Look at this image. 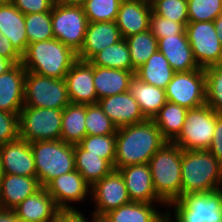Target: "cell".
<instances>
[{"label": "cell", "instance_id": "cell-51", "mask_svg": "<svg viewBox=\"0 0 222 222\" xmlns=\"http://www.w3.org/2000/svg\"><path fill=\"white\" fill-rule=\"evenodd\" d=\"M91 216L93 217L92 222H111L105 215L92 214Z\"/></svg>", "mask_w": 222, "mask_h": 222}, {"label": "cell", "instance_id": "cell-22", "mask_svg": "<svg viewBox=\"0 0 222 222\" xmlns=\"http://www.w3.org/2000/svg\"><path fill=\"white\" fill-rule=\"evenodd\" d=\"M40 188L37 177L3 174L0 181V207L13 210Z\"/></svg>", "mask_w": 222, "mask_h": 222}, {"label": "cell", "instance_id": "cell-48", "mask_svg": "<svg viewBox=\"0 0 222 222\" xmlns=\"http://www.w3.org/2000/svg\"><path fill=\"white\" fill-rule=\"evenodd\" d=\"M0 222H20L12 209L0 207Z\"/></svg>", "mask_w": 222, "mask_h": 222}, {"label": "cell", "instance_id": "cell-31", "mask_svg": "<svg viewBox=\"0 0 222 222\" xmlns=\"http://www.w3.org/2000/svg\"><path fill=\"white\" fill-rule=\"evenodd\" d=\"M75 170L92 186L109 174L114 167L100 155L87 154L78 144L74 145Z\"/></svg>", "mask_w": 222, "mask_h": 222}, {"label": "cell", "instance_id": "cell-57", "mask_svg": "<svg viewBox=\"0 0 222 222\" xmlns=\"http://www.w3.org/2000/svg\"><path fill=\"white\" fill-rule=\"evenodd\" d=\"M219 65H222V56H221V59H220V64Z\"/></svg>", "mask_w": 222, "mask_h": 222}, {"label": "cell", "instance_id": "cell-38", "mask_svg": "<svg viewBox=\"0 0 222 222\" xmlns=\"http://www.w3.org/2000/svg\"><path fill=\"white\" fill-rule=\"evenodd\" d=\"M122 0H88L82 7L88 22L116 21Z\"/></svg>", "mask_w": 222, "mask_h": 222}, {"label": "cell", "instance_id": "cell-2", "mask_svg": "<svg viewBox=\"0 0 222 222\" xmlns=\"http://www.w3.org/2000/svg\"><path fill=\"white\" fill-rule=\"evenodd\" d=\"M77 60V53L53 38L28 44L21 64L27 72L63 79Z\"/></svg>", "mask_w": 222, "mask_h": 222}, {"label": "cell", "instance_id": "cell-54", "mask_svg": "<svg viewBox=\"0 0 222 222\" xmlns=\"http://www.w3.org/2000/svg\"><path fill=\"white\" fill-rule=\"evenodd\" d=\"M64 2H67L69 4H75V5H83L88 0H63Z\"/></svg>", "mask_w": 222, "mask_h": 222}, {"label": "cell", "instance_id": "cell-43", "mask_svg": "<svg viewBox=\"0 0 222 222\" xmlns=\"http://www.w3.org/2000/svg\"><path fill=\"white\" fill-rule=\"evenodd\" d=\"M19 113L0 110V146L19 137Z\"/></svg>", "mask_w": 222, "mask_h": 222}, {"label": "cell", "instance_id": "cell-5", "mask_svg": "<svg viewBox=\"0 0 222 222\" xmlns=\"http://www.w3.org/2000/svg\"><path fill=\"white\" fill-rule=\"evenodd\" d=\"M36 174L41 187L51 180L75 170L74 145L62 140L30 143Z\"/></svg>", "mask_w": 222, "mask_h": 222}, {"label": "cell", "instance_id": "cell-27", "mask_svg": "<svg viewBox=\"0 0 222 222\" xmlns=\"http://www.w3.org/2000/svg\"><path fill=\"white\" fill-rule=\"evenodd\" d=\"M129 92L138 102L142 114L147 119H153L167 102L164 89L144 83L135 75L130 79Z\"/></svg>", "mask_w": 222, "mask_h": 222}, {"label": "cell", "instance_id": "cell-12", "mask_svg": "<svg viewBox=\"0 0 222 222\" xmlns=\"http://www.w3.org/2000/svg\"><path fill=\"white\" fill-rule=\"evenodd\" d=\"M185 32L200 68L220 64L222 44L213 21L188 22Z\"/></svg>", "mask_w": 222, "mask_h": 222}, {"label": "cell", "instance_id": "cell-56", "mask_svg": "<svg viewBox=\"0 0 222 222\" xmlns=\"http://www.w3.org/2000/svg\"><path fill=\"white\" fill-rule=\"evenodd\" d=\"M2 175H3V172H2L1 162H0V181H1V179H2Z\"/></svg>", "mask_w": 222, "mask_h": 222}, {"label": "cell", "instance_id": "cell-41", "mask_svg": "<svg viewBox=\"0 0 222 222\" xmlns=\"http://www.w3.org/2000/svg\"><path fill=\"white\" fill-rule=\"evenodd\" d=\"M152 12L181 24L189 22L187 0H157Z\"/></svg>", "mask_w": 222, "mask_h": 222}, {"label": "cell", "instance_id": "cell-13", "mask_svg": "<svg viewBox=\"0 0 222 222\" xmlns=\"http://www.w3.org/2000/svg\"><path fill=\"white\" fill-rule=\"evenodd\" d=\"M90 196L96 203L93 210L96 215H106L131 202L123 177L116 169L91 186Z\"/></svg>", "mask_w": 222, "mask_h": 222}, {"label": "cell", "instance_id": "cell-6", "mask_svg": "<svg viewBox=\"0 0 222 222\" xmlns=\"http://www.w3.org/2000/svg\"><path fill=\"white\" fill-rule=\"evenodd\" d=\"M51 19L54 37L78 53L88 25L82 5L56 2L51 10Z\"/></svg>", "mask_w": 222, "mask_h": 222}, {"label": "cell", "instance_id": "cell-49", "mask_svg": "<svg viewBox=\"0 0 222 222\" xmlns=\"http://www.w3.org/2000/svg\"><path fill=\"white\" fill-rule=\"evenodd\" d=\"M14 65L11 60L0 56V75L10 70Z\"/></svg>", "mask_w": 222, "mask_h": 222}, {"label": "cell", "instance_id": "cell-44", "mask_svg": "<svg viewBox=\"0 0 222 222\" xmlns=\"http://www.w3.org/2000/svg\"><path fill=\"white\" fill-rule=\"evenodd\" d=\"M23 14L51 12L54 0H9Z\"/></svg>", "mask_w": 222, "mask_h": 222}, {"label": "cell", "instance_id": "cell-46", "mask_svg": "<svg viewBox=\"0 0 222 222\" xmlns=\"http://www.w3.org/2000/svg\"><path fill=\"white\" fill-rule=\"evenodd\" d=\"M78 209H59L56 213L55 219L52 222H92V219L88 221L85 215Z\"/></svg>", "mask_w": 222, "mask_h": 222}, {"label": "cell", "instance_id": "cell-11", "mask_svg": "<svg viewBox=\"0 0 222 222\" xmlns=\"http://www.w3.org/2000/svg\"><path fill=\"white\" fill-rule=\"evenodd\" d=\"M167 101L187 109L206 104V75L204 68L175 72L165 89Z\"/></svg>", "mask_w": 222, "mask_h": 222}, {"label": "cell", "instance_id": "cell-24", "mask_svg": "<svg viewBox=\"0 0 222 222\" xmlns=\"http://www.w3.org/2000/svg\"><path fill=\"white\" fill-rule=\"evenodd\" d=\"M152 8L133 0H122L119 6L116 24L122 38L150 29Z\"/></svg>", "mask_w": 222, "mask_h": 222}, {"label": "cell", "instance_id": "cell-42", "mask_svg": "<svg viewBox=\"0 0 222 222\" xmlns=\"http://www.w3.org/2000/svg\"><path fill=\"white\" fill-rule=\"evenodd\" d=\"M186 25L175 22L173 20L155 15L153 12L150 17L151 33L157 38H165L170 36H187Z\"/></svg>", "mask_w": 222, "mask_h": 222}, {"label": "cell", "instance_id": "cell-21", "mask_svg": "<svg viewBox=\"0 0 222 222\" xmlns=\"http://www.w3.org/2000/svg\"><path fill=\"white\" fill-rule=\"evenodd\" d=\"M59 209L54 198L41 187L13 210L20 222H52Z\"/></svg>", "mask_w": 222, "mask_h": 222}, {"label": "cell", "instance_id": "cell-18", "mask_svg": "<svg viewBox=\"0 0 222 222\" xmlns=\"http://www.w3.org/2000/svg\"><path fill=\"white\" fill-rule=\"evenodd\" d=\"M97 103L117 128L137 124L147 119L129 91L99 99Z\"/></svg>", "mask_w": 222, "mask_h": 222}, {"label": "cell", "instance_id": "cell-20", "mask_svg": "<svg viewBox=\"0 0 222 222\" xmlns=\"http://www.w3.org/2000/svg\"><path fill=\"white\" fill-rule=\"evenodd\" d=\"M26 72L18 63L0 75V110L20 113L24 106Z\"/></svg>", "mask_w": 222, "mask_h": 222}, {"label": "cell", "instance_id": "cell-45", "mask_svg": "<svg viewBox=\"0 0 222 222\" xmlns=\"http://www.w3.org/2000/svg\"><path fill=\"white\" fill-rule=\"evenodd\" d=\"M208 151L222 164V113L216 112V127Z\"/></svg>", "mask_w": 222, "mask_h": 222}, {"label": "cell", "instance_id": "cell-1", "mask_svg": "<svg viewBox=\"0 0 222 222\" xmlns=\"http://www.w3.org/2000/svg\"><path fill=\"white\" fill-rule=\"evenodd\" d=\"M167 141L152 119L117 129L114 169L148 163Z\"/></svg>", "mask_w": 222, "mask_h": 222}, {"label": "cell", "instance_id": "cell-30", "mask_svg": "<svg viewBox=\"0 0 222 222\" xmlns=\"http://www.w3.org/2000/svg\"><path fill=\"white\" fill-rule=\"evenodd\" d=\"M188 109L167 101L153 121L167 142H173L182 131Z\"/></svg>", "mask_w": 222, "mask_h": 222}, {"label": "cell", "instance_id": "cell-9", "mask_svg": "<svg viewBox=\"0 0 222 222\" xmlns=\"http://www.w3.org/2000/svg\"><path fill=\"white\" fill-rule=\"evenodd\" d=\"M178 222H222V191L189 193L172 201Z\"/></svg>", "mask_w": 222, "mask_h": 222}, {"label": "cell", "instance_id": "cell-34", "mask_svg": "<svg viewBox=\"0 0 222 222\" xmlns=\"http://www.w3.org/2000/svg\"><path fill=\"white\" fill-rule=\"evenodd\" d=\"M132 62V72L145 64L146 61L158 50V40L151 33V30L137 33L125 38Z\"/></svg>", "mask_w": 222, "mask_h": 222}, {"label": "cell", "instance_id": "cell-26", "mask_svg": "<svg viewBox=\"0 0 222 222\" xmlns=\"http://www.w3.org/2000/svg\"><path fill=\"white\" fill-rule=\"evenodd\" d=\"M132 71L105 68L93 65L94 87L99 99L129 91Z\"/></svg>", "mask_w": 222, "mask_h": 222}, {"label": "cell", "instance_id": "cell-10", "mask_svg": "<svg viewBox=\"0 0 222 222\" xmlns=\"http://www.w3.org/2000/svg\"><path fill=\"white\" fill-rule=\"evenodd\" d=\"M70 104L65 78L26 72L24 106L63 110Z\"/></svg>", "mask_w": 222, "mask_h": 222}, {"label": "cell", "instance_id": "cell-8", "mask_svg": "<svg viewBox=\"0 0 222 222\" xmlns=\"http://www.w3.org/2000/svg\"><path fill=\"white\" fill-rule=\"evenodd\" d=\"M216 127V111L209 105L188 109L182 131L173 141L182 150H208Z\"/></svg>", "mask_w": 222, "mask_h": 222}, {"label": "cell", "instance_id": "cell-25", "mask_svg": "<svg viewBox=\"0 0 222 222\" xmlns=\"http://www.w3.org/2000/svg\"><path fill=\"white\" fill-rule=\"evenodd\" d=\"M0 32L6 36L22 57L28 46L24 14L10 1L0 7Z\"/></svg>", "mask_w": 222, "mask_h": 222}, {"label": "cell", "instance_id": "cell-7", "mask_svg": "<svg viewBox=\"0 0 222 222\" xmlns=\"http://www.w3.org/2000/svg\"><path fill=\"white\" fill-rule=\"evenodd\" d=\"M62 110L23 106L19 113V138L32 143L60 140Z\"/></svg>", "mask_w": 222, "mask_h": 222}, {"label": "cell", "instance_id": "cell-14", "mask_svg": "<svg viewBox=\"0 0 222 222\" xmlns=\"http://www.w3.org/2000/svg\"><path fill=\"white\" fill-rule=\"evenodd\" d=\"M45 189L54 198L60 209L75 208L69 202L83 201L88 194H91L90 184L77 170L59 175L51 180Z\"/></svg>", "mask_w": 222, "mask_h": 222}, {"label": "cell", "instance_id": "cell-15", "mask_svg": "<svg viewBox=\"0 0 222 222\" xmlns=\"http://www.w3.org/2000/svg\"><path fill=\"white\" fill-rule=\"evenodd\" d=\"M0 162L3 174L37 177L30 143L17 138L0 146Z\"/></svg>", "mask_w": 222, "mask_h": 222}, {"label": "cell", "instance_id": "cell-53", "mask_svg": "<svg viewBox=\"0 0 222 222\" xmlns=\"http://www.w3.org/2000/svg\"><path fill=\"white\" fill-rule=\"evenodd\" d=\"M133 1L139 2L142 5L152 8L157 0H133Z\"/></svg>", "mask_w": 222, "mask_h": 222}, {"label": "cell", "instance_id": "cell-32", "mask_svg": "<svg viewBox=\"0 0 222 222\" xmlns=\"http://www.w3.org/2000/svg\"><path fill=\"white\" fill-rule=\"evenodd\" d=\"M161 214L153 203L129 202L105 216L111 222H159Z\"/></svg>", "mask_w": 222, "mask_h": 222}, {"label": "cell", "instance_id": "cell-23", "mask_svg": "<svg viewBox=\"0 0 222 222\" xmlns=\"http://www.w3.org/2000/svg\"><path fill=\"white\" fill-rule=\"evenodd\" d=\"M158 40V50L168 60L175 72L200 68L194 58L187 36H170Z\"/></svg>", "mask_w": 222, "mask_h": 222}, {"label": "cell", "instance_id": "cell-33", "mask_svg": "<svg viewBox=\"0 0 222 222\" xmlns=\"http://www.w3.org/2000/svg\"><path fill=\"white\" fill-rule=\"evenodd\" d=\"M89 62L94 66L132 71L130 50L125 38L104 48Z\"/></svg>", "mask_w": 222, "mask_h": 222}, {"label": "cell", "instance_id": "cell-35", "mask_svg": "<svg viewBox=\"0 0 222 222\" xmlns=\"http://www.w3.org/2000/svg\"><path fill=\"white\" fill-rule=\"evenodd\" d=\"M28 44L55 38L51 12L24 14Z\"/></svg>", "mask_w": 222, "mask_h": 222}, {"label": "cell", "instance_id": "cell-19", "mask_svg": "<svg viewBox=\"0 0 222 222\" xmlns=\"http://www.w3.org/2000/svg\"><path fill=\"white\" fill-rule=\"evenodd\" d=\"M122 39L115 21L88 22L84 43L77 53V59L89 62L104 48Z\"/></svg>", "mask_w": 222, "mask_h": 222}, {"label": "cell", "instance_id": "cell-50", "mask_svg": "<svg viewBox=\"0 0 222 222\" xmlns=\"http://www.w3.org/2000/svg\"><path fill=\"white\" fill-rule=\"evenodd\" d=\"M213 22H214V25H215V29L218 33L220 42L222 44V13Z\"/></svg>", "mask_w": 222, "mask_h": 222}, {"label": "cell", "instance_id": "cell-55", "mask_svg": "<svg viewBox=\"0 0 222 222\" xmlns=\"http://www.w3.org/2000/svg\"><path fill=\"white\" fill-rule=\"evenodd\" d=\"M9 0H0V7L5 5Z\"/></svg>", "mask_w": 222, "mask_h": 222}, {"label": "cell", "instance_id": "cell-47", "mask_svg": "<svg viewBox=\"0 0 222 222\" xmlns=\"http://www.w3.org/2000/svg\"><path fill=\"white\" fill-rule=\"evenodd\" d=\"M0 56L11 60L14 64L22 62V57L12 47L11 41L0 32Z\"/></svg>", "mask_w": 222, "mask_h": 222}, {"label": "cell", "instance_id": "cell-28", "mask_svg": "<svg viewBox=\"0 0 222 222\" xmlns=\"http://www.w3.org/2000/svg\"><path fill=\"white\" fill-rule=\"evenodd\" d=\"M174 74L175 71L170 66L168 60L159 50H157L145 64L136 69L134 75L144 83L165 90Z\"/></svg>", "mask_w": 222, "mask_h": 222}, {"label": "cell", "instance_id": "cell-3", "mask_svg": "<svg viewBox=\"0 0 222 222\" xmlns=\"http://www.w3.org/2000/svg\"><path fill=\"white\" fill-rule=\"evenodd\" d=\"M182 196L220 190L222 164L208 150H182Z\"/></svg>", "mask_w": 222, "mask_h": 222}, {"label": "cell", "instance_id": "cell-36", "mask_svg": "<svg viewBox=\"0 0 222 222\" xmlns=\"http://www.w3.org/2000/svg\"><path fill=\"white\" fill-rule=\"evenodd\" d=\"M78 145L86 150L87 154L100 155L114 167L116 134L86 135Z\"/></svg>", "mask_w": 222, "mask_h": 222}, {"label": "cell", "instance_id": "cell-40", "mask_svg": "<svg viewBox=\"0 0 222 222\" xmlns=\"http://www.w3.org/2000/svg\"><path fill=\"white\" fill-rule=\"evenodd\" d=\"M189 22L214 21L222 13V0H187Z\"/></svg>", "mask_w": 222, "mask_h": 222}, {"label": "cell", "instance_id": "cell-4", "mask_svg": "<svg viewBox=\"0 0 222 222\" xmlns=\"http://www.w3.org/2000/svg\"><path fill=\"white\" fill-rule=\"evenodd\" d=\"M182 149L173 142L165 143L149 160L156 195L166 207L182 197Z\"/></svg>", "mask_w": 222, "mask_h": 222}, {"label": "cell", "instance_id": "cell-52", "mask_svg": "<svg viewBox=\"0 0 222 222\" xmlns=\"http://www.w3.org/2000/svg\"><path fill=\"white\" fill-rule=\"evenodd\" d=\"M171 215H172V213H170V209H169L167 212H165L164 214H162L159 222H172V221H171V219H172V216H171ZM174 222H178V221L174 220Z\"/></svg>", "mask_w": 222, "mask_h": 222}, {"label": "cell", "instance_id": "cell-37", "mask_svg": "<svg viewBox=\"0 0 222 222\" xmlns=\"http://www.w3.org/2000/svg\"><path fill=\"white\" fill-rule=\"evenodd\" d=\"M85 126L87 135H112L118 129L98 103L86 105Z\"/></svg>", "mask_w": 222, "mask_h": 222}, {"label": "cell", "instance_id": "cell-16", "mask_svg": "<svg viewBox=\"0 0 222 222\" xmlns=\"http://www.w3.org/2000/svg\"><path fill=\"white\" fill-rule=\"evenodd\" d=\"M70 103L90 105L97 103L93 65L77 60L65 76Z\"/></svg>", "mask_w": 222, "mask_h": 222}, {"label": "cell", "instance_id": "cell-17", "mask_svg": "<svg viewBox=\"0 0 222 222\" xmlns=\"http://www.w3.org/2000/svg\"><path fill=\"white\" fill-rule=\"evenodd\" d=\"M118 170L123 177L131 201L166 205L156 195L148 163L130 165Z\"/></svg>", "mask_w": 222, "mask_h": 222}, {"label": "cell", "instance_id": "cell-39", "mask_svg": "<svg viewBox=\"0 0 222 222\" xmlns=\"http://www.w3.org/2000/svg\"><path fill=\"white\" fill-rule=\"evenodd\" d=\"M206 75V104L222 113V65L204 68Z\"/></svg>", "mask_w": 222, "mask_h": 222}, {"label": "cell", "instance_id": "cell-29", "mask_svg": "<svg viewBox=\"0 0 222 222\" xmlns=\"http://www.w3.org/2000/svg\"><path fill=\"white\" fill-rule=\"evenodd\" d=\"M86 105L70 103L62 110L61 138L68 144H79L87 135L85 126Z\"/></svg>", "mask_w": 222, "mask_h": 222}]
</instances>
